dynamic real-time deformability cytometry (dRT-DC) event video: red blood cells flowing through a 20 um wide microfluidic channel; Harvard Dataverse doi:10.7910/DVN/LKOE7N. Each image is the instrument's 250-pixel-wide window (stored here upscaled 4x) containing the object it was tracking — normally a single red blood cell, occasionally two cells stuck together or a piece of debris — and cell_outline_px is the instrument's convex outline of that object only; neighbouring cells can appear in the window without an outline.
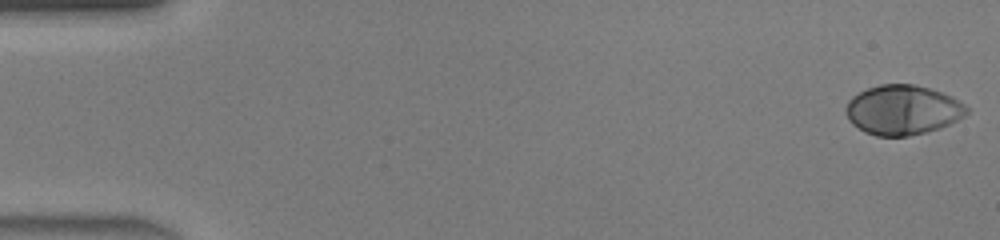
{"species": "human", "species_latin": "Homo sapiens", "temperature_condition": "warm", "stored_images_in_passage": 46, "camera_frame_rate_fps": 3000, "um_per_image_px": 0.085, "donor": {"sex": "male"}, "frame": {"image": 1, "passage_image": 1, "time_ms": 0.0, "image_size_px": [1000, 240], "cell_outline_px": [[968, 112], [964, 116], [940, 128], [908, 136], [876, 136], [864, 132], [852, 124], [848, 120], [848, 100], [852, 96], [868, 88], [880, 84], [916, 84], [952, 96], [960, 100], [968, 108]], "centroid_in_image_um": [76.74, 9.34], "position_along_channel_um": 8.3, "area_um2": 34.8}}
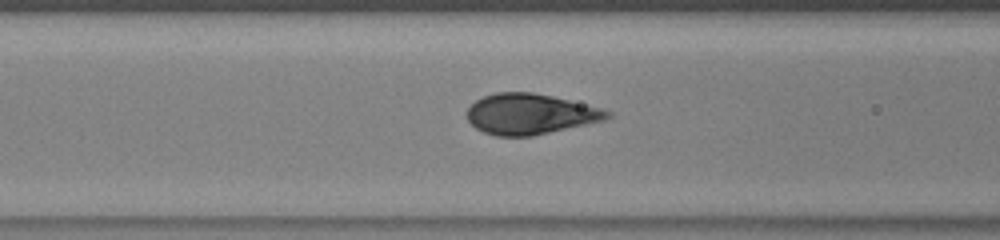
{"frame": {"image": 2, "passage_image": 19, "time_ms": 6.0, "image_size_px": [1000, 240], "cell_outline_px": [[612, 116], [604, 120], [532, 136], [496, 136], [484, 132], [476, 128], [468, 120], [464, 112], [476, 100], [484, 96], [496, 92], [532, 92], [552, 96], [600, 108], [612, 112]], "centroid_in_image_um": [45.02, 9.69], "position_along_channel_um": 121.6, "area_um2": 33.0}}
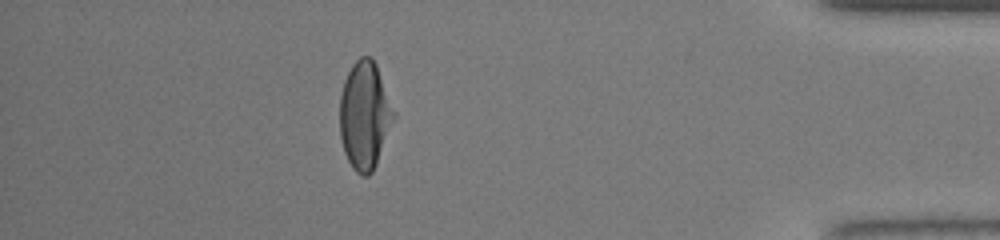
{"frame": {"image": 3, "passage_image": 41, "time_ms": 13.333, "image_size_px": [1000, 240], "cell_outline_px": [[396, 116], [376, 164], [372, 172], [368, 176], [364, 176], [356, 172], [352, 168], [344, 152], [340, 136], [340, 96], [344, 80], [352, 64], [360, 56], [372, 56], [376, 64], [396, 112]], "centroid_in_image_um": [31.01, 9.79], "position_along_channel_um": 404.2, "area_um2": 34.1}, "authors_computed_cell_mechanics": {"area_um2": 34.4488, "velocity_mm_per_s": 4.4697, "shape_relaxation_time_tau1_ms": 2.9349, "shape_relaxation_time_tau2_ms": null, "deformation_change_tau1": 0.2203, "deformation_change_tau2": null}}